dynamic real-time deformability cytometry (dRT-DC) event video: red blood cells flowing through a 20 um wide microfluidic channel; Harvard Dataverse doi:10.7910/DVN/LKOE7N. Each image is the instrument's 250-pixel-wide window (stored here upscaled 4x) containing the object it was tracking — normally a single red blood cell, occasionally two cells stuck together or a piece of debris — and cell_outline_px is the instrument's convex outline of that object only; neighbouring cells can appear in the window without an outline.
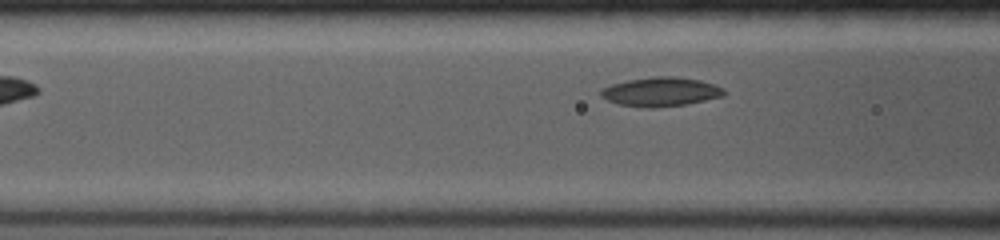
{"species": "common noctule bat (a hibernating species)", "species_latin": "Nyctalus noctula", "temperature_condition": "room temperature", "stored_images_in_passage": 7, "camera_frame_rate_fps": 4000, "um_per_image_px": 0.085, "animal": {"sex": "female", "body_mass_g": 19.0, "forearm_length_mm": 53.3}, "frame": {"image": 1, "passage_image": 4, "time_ms": 1.0, "image_size_px": [1000, 240], "cell_outline_px": [[724, 96], [688, 104], [652, 108], [648, 108], [616, 104], [600, 96], [600, 88], [612, 84], [628, 80], [656, 76], [672, 76], [700, 80], [724, 88]], "centroid_in_image_um": [56.14, 7.81], "position_along_channel_um": 110.5, "area_um2": 20.92}}